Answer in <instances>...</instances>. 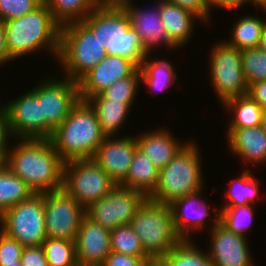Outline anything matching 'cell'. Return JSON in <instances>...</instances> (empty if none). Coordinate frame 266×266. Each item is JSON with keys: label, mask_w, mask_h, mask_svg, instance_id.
<instances>
[{"label": "cell", "mask_w": 266, "mask_h": 266, "mask_svg": "<svg viewBox=\"0 0 266 266\" xmlns=\"http://www.w3.org/2000/svg\"><path fill=\"white\" fill-rule=\"evenodd\" d=\"M9 147L4 164L34 193L63 188L64 162L50 139H17Z\"/></svg>", "instance_id": "cell-1"}, {"label": "cell", "mask_w": 266, "mask_h": 266, "mask_svg": "<svg viewBox=\"0 0 266 266\" xmlns=\"http://www.w3.org/2000/svg\"><path fill=\"white\" fill-rule=\"evenodd\" d=\"M6 48L11 61L38 50H47L58 59L61 25L42 2L32 12L3 22Z\"/></svg>", "instance_id": "cell-2"}, {"label": "cell", "mask_w": 266, "mask_h": 266, "mask_svg": "<svg viewBox=\"0 0 266 266\" xmlns=\"http://www.w3.org/2000/svg\"><path fill=\"white\" fill-rule=\"evenodd\" d=\"M105 137L94 108L88 101L80 99L68 117L53 131L50 141L66 163L92 159Z\"/></svg>", "instance_id": "cell-3"}, {"label": "cell", "mask_w": 266, "mask_h": 266, "mask_svg": "<svg viewBox=\"0 0 266 266\" xmlns=\"http://www.w3.org/2000/svg\"><path fill=\"white\" fill-rule=\"evenodd\" d=\"M82 22L106 41L107 55L124 57L141 66L148 53L131 28L128 15L115 0H103Z\"/></svg>", "instance_id": "cell-4"}, {"label": "cell", "mask_w": 266, "mask_h": 266, "mask_svg": "<svg viewBox=\"0 0 266 266\" xmlns=\"http://www.w3.org/2000/svg\"><path fill=\"white\" fill-rule=\"evenodd\" d=\"M191 140L159 170L157 186L148 196L149 199L169 205L179 198L205 189L202 155L196 140Z\"/></svg>", "instance_id": "cell-5"}, {"label": "cell", "mask_w": 266, "mask_h": 266, "mask_svg": "<svg viewBox=\"0 0 266 266\" xmlns=\"http://www.w3.org/2000/svg\"><path fill=\"white\" fill-rule=\"evenodd\" d=\"M104 41L82 22H71L61 26L60 51L57 62L61 65V76L79 81L98 65L107 55Z\"/></svg>", "instance_id": "cell-6"}, {"label": "cell", "mask_w": 266, "mask_h": 266, "mask_svg": "<svg viewBox=\"0 0 266 266\" xmlns=\"http://www.w3.org/2000/svg\"><path fill=\"white\" fill-rule=\"evenodd\" d=\"M138 235L147 257H165L181 240L173 226L170 205L149 198L129 223Z\"/></svg>", "instance_id": "cell-7"}, {"label": "cell", "mask_w": 266, "mask_h": 266, "mask_svg": "<svg viewBox=\"0 0 266 266\" xmlns=\"http://www.w3.org/2000/svg\"><path fill=\"white\" fill-rule=\"evenodd\" d=\"M1 231L24 247L40 246L46 240L44 193H34L0 216Z\"/></svg>", "instance_id": "cell-8"}, {"label": "cell", "mask_w": 266, "mask_h": 266, "mask_svg": "<svg viewBox=\"0 0 266 266\" xmlns=\"http://www.w3.org/2000/svg\"><path fill=\"white\" fill-rule=\"evenodd\" d=\"M209 54V76L217 99L223 104L226 100L247 94L241 50L229 45L226 40L218 41Z\"/></svg>", "instance_id": "cell-9"}, {"label": "cell", "mask_w": 266, "mask_h": 266, "mask_svg": "<svg viewBox=\"0 0 266 266\" xmlns=\"http://www.w3.org/2000/svg\"><path fill=\"white\" fill-rule=\"evenodd\" d=\"M116 185L93 159L64 163L63 188L85 209L109 194Z\"/></svg>", "instance_id": "cell-10"}, {"label": "cell", "mask_w": 266, "mask_h": 266, "mask_svg": "<svg viewBox=\"0 0 266 266\" xmlns=\"http://www.w3.org/2000/svg\"><path fill=\"white\" fill-rule=\"evenodd\" d=\"M42 79L31 90L41 101L42 116L45 119V139L68 117L73 106L80 100L79 84L66 77Z\"/></svg>", "instance_id": "cell-11"}, {"label": "cell", "mask_w": 266, "mask_h": 266, "mask_svg": "<svg viewBox=\"0 0 266 266\" xmlns=\"http://www.w3.org/2000/svg\"><path fill=\"white\" fill-rule=\"evenodd\" d=\"M147 198L138 190L116 185L109 194L86 208V216L111 231L129 225Z\"/></svg>", "instance_id": "cell-12"}, {"label": "cell", "mask_w": 266, "mask_h": 266, "mask_svg": "<svg viewBox=\"0 0 266 266\" xmlns=\"http://www.w3.org/2000/svg\"><path fill=\"white\" fill-rule=\"evenodd\" d=\"M46 235L75 241L86 209L64 189L44 193Z\"/></svg>", "instance_id": "cell-13"}, {"label": "cell", "mask_w": 266, "mask_h": 266, "mask_svg": "<svg viewBox=\"0 0 266 266\" xmlns=\"http://www.w3.org/2000/svg\"><path fill=\"white\" fill-rule=\"evenodd\" d=\"M128 15L131 28L136 31L144 50L151 55L157 46H164L167 50L178 48L171 42L167 30L160 17V0L152 8H138L133 0H115Z\"/></svg>", "instance_id": "cell-14"}, {"label": "cell", "mask_w": 266, "mask_h": 266, "mask_svg": "<svg viewBox=\"0 0 266 266\" xmlns=\"http://www.w3.org/2000/svg\"><path fill=\"white\" fill-rule=\"evenodd\" d=\"M7 102L3 105L13 138L45 139V119L42 116L41 101L30 89Z\"/></svg>", "instance_id": "cell-15"}, {"label": "cell", "mask_w": 266, "mask_h": 266, "mask_svg": "<svg viewBox=\"0 0 266 266\" xmlns=\"http://www.w3.org/2000/svg\"><path fill=\"white\" fill-rule=\"evenodd\" d=\"M202 193L203 191L200 190L169 204L175 232L181 239H191V232H202L203 228L209 227L210 231L220 222L219 208L216 207L217 212L213 211L215 212V217L212 219L213 222L211 221L212 226L207 223V218L211 217L210 213L212 211L210 212L211 207H208V203L201 199L203 198Z\"/></svg>", "instance_id": "cell-16"}, {"label": "cell", "mask_w": 266, "mask_h": 266, "mask_svg": "<svg viewBox=\"0 0 266 266\" xmlns=\"http://www.w3.org/2000/svg\"><path fill=\"white\" fill-rule=\"evenodd\" d=\"M139 67L131 60L117 55L106 57L79 81V97L88 100L100 95L118 80L131 76Z\"/></svg>", "instance_id": "cell-17"}, {"label": "cell", "mask_w": 266, "mask_h": 266, "mask_svg": "<svg viewBox=\"0 0 266 266\" xmlns=\"http://www.w3.org/2000/svg\"><path fill=\"white\" fill-rule=\"evenodd\" d=\"M138 148L136 137H105L92 159L109 177L120 185L128 175L134 152Z\"/></svg>", "instance_id": "cell-18"}, {"label": "cell", "mask_w": 266, "mask_h": 266, "mask_svg": "<svg viewBox=\"0 0 266 266\" xmlns=\"http://www.w3.org/2000/svg\"><path fill=\"white\" fill-rule=\"evenodd\" d=\"M210 235L207 252L214 266H254L246 237L230 232L220 222Z\"/></svg>", "instance_id": "cell-19"}, {"label": "cell", "mask_w": 266, "mask_h": 266, "mask_svg": "<svg viewBox=\"0 0 266 266\" xmlns=\"http://www.w3.org/2000/svg\"><path fill=\"white\" fill-rule=\"evenodd\" d=\"M79 266H101L111 252L110 230L85 216L75 238Z\"/></svg>", "instance_id": "cell-20"}, {"label": "cell", "mask_w": 266, "mask_h": 266, "mask_svg": "<svg viewBox=\"0 0 266 266\" xmlns=\"http://www.w3.org/2000/svg\"><path fill=\"white\" fill-rule=\"evenodd\" d=\"M228 149L243 163L263 165L266 162V131L262 126L250 128H228ZM264 162V163H263Z\"/></svg>", "instance_id": "cell-21"}, {"label": "cell", "mask_w": 266, "mask_h": 266, "mask_svg": "<svg viewBox=\"0 0 266 266\" xmlns=\"http://www.w3.org/2000/svg\"><path fill=\"white\" fill-rule=\"evenodd\" d=\"M138 148L155 164L160 170L164 168L175 155L189 142L179 141L170 129L161 127L153 131L136 134Z\"/></svg>", "instance_id": "cell-22"}, {"label": "cell", "mask_w": 266, "mask_h": 266, "mask_svg": "<svg viewBox=\"0 0 266 266\" xmlns=\"http://www.w3.org/2000/svg\"><path fill=\"white\" fill-rule=\"evenodd\" d=\"M160 17L171 42L178 49L189 43L195 33L194 24L201 21L192 12L165 0H160Z\"/></svg>", "instance_id": "cell-23"}, {"label": "cell", "mask_w": 266, "mask_h": 266, "mask_svg": "<svg viewBox=\"0 0 266 266\" xmlns=\"http://www.w3.org/2000/svg\"><path fill=\"white\" fill-rule=\"evenodd\" d=\"M94 108L102 133L106 137L117 135L125 124L131 108L126 102L106 100L101 94L87 100ZM127 117V118H126Z\"/></svg>", "instance_id": "cell-24"}, {"label": "cell", "mask_w": 266, "mask_h": 266, "mask_svg": "<svg viewBox=\"0 0 266 266\" xmlns=\"http://www.w3.org/2000/svg\"><path fill=\"white\" fill-rule=\"evenodd\" d=\"M158 174L159 169L155 164L137 148L128 175L120 185L138 190L148 197L157 186Z\"/></svg>", "instance_id": "cell-25"}, {"label": "cell", "mask_w": 266, "mask_h": 266, "mask_svg": "<svg viewBox=\"0 0 266 266\" xmlns=\"http://www.w3.org/2000/svg\"><path fill=\"white\" fill-rule=\"evenodd\" d=\"M150 57V58H149ZM174 65L164 58H153L147 54L140 68V79L146 85L148 93H160L172 86L177 80Z\"/></svg>", "instance_id": "cell-26"}, {"label": "cell", "mask_w": 266, "mask_h": 266, "mask_svg": "<svg viewBox=\"0 0 266 266\" xmlns=\"http://www.w3.org/2000/svg\"><path fill=\"white\" fill-rule=\"evenodd\" d=\"M222 106L233 114L227 128H250L262 124L264 110L248 94L228 99Z\"/></svg>", "instance_id": "cell-27"}, {"label": "cell", "mask_w": 266, "mask_h": 266, "mask_svg": "<svg viewBox=\"0 0 266 266\" xmlns=\"http://www.w3.org/2000/svg\"><path fill=\"white\" fill-rule=\"evenodd\" d=\"M241 175L237 179L230 181L228 189H226L227 202L219 206V209H225L226 207H238L244 205H256L257 198L259 197V181L252 175L250 169L242 171Z\"/></svg>", "instance_id": "cell-28"}, {"label": "cell", "mask_w": 266, "mask_h": 266, "mask_svg": "<svg viewBox=\"0 0 266 266\" xmlns=\"http://www.w3.org/2000/svg\"><path fill=\"white\" fill-rule=\"evenodd\" d=\"M245 15V16H244ZM233 24L231 31V39L226 42L239 50L257 48L262 36L266 19H262L259 15L244 14Z\"/></svg>", "instance_id": "cell-29"}, {"label": "cell", "mask_w": 266, "mask_h": 266, "mask_svg": "<svg viewBox=\"0 0 266 266\" xmlns=\"http://www.w3.org/2000/svg\"><path fill=\"white\" fill-rule=\"evenodd\" d=\"M34 191L4 163L0 167V216L12 206L29 199Z\"/></svg>", "instance_id": "cell-30"}, {"label": "cell", "mask_w": 266, "mask_h": 266, "mask_svg": "<svg viewBox=\"0 0 266 266\" xmlns=\"http://www.w3.org/2000/svg\"><path fill=\"white\" fill-rule=\"evenodd\" d=\"M103 0H42L61 25L83 21Z\"/></svg>", "instance_id": "cell-31"}, {"label": "cell", "mask_w": 266, "mask_h": 266, "mask_svg": "<svg viewBox=\"0 0 266 266\" xmlns=\"http://www.w3.org/2000/svg\"><path fill=\"white\" fill-rule=\"evenodd\" d=\"M191 239H181L166 255L169 266H214L208 253ZM195 244V245H194Z\"/></svg>", "instance_id": "cell-32"}, {"label": "cell", "mask_w": 266, "mask_h": 266, "mask_svg": "<svg viewBox=\"0 0 266 266\" xmlns=\"http://www.w3.org/2000/svg\"><path fill=\"white\" fill-rule=\"evenodd\" d=\"M42 248L48 266H79L77 263L75 241L47 237Z\"/></svg>", "instance_id": "cell-33"}, {"label": "cell", "mask_w": 266, "mask_h": 266, "mask_svg": "<svg viewBox=\"0 0 266 266\" xmlns=\"http://www.w3.org/2000/svg\"><path fill=\"white\" fill-rule=\"evenodd\" d=\"M248 204L238 207H226L219 209L220 223L225 226L230 232L246 237L247 229H252L254 221L255 207Z\"/></svg>", "instance_id": "cell-34"}, {"label": "cell", "mask_w": 266, "mask_h": 266, "mask_svg": "<svg viewBox=\"0 0 266 266\" xmlns=\"http://www.w3.org/2000/svg\"><path fill=\"white\" fill-rule=\"evenodd\" d=\"M110 245L113 252L147 258L138 235L130 225L120 226L111 230Z\"/></svg>", "instance_id": "cell-35"}, {"label": "cell", "mask_w": 266, "mask_h": 266, "mask_svg": "<svg viewBox=\"0 0 266 266\" xmlns=\"http://www.w3.org/2000/svg\"><path fill=\"white\" fill-rule=\"evenodd\" d=\"M140 84V68H138L131 76L118 80L115 84L103 91L101 95L106 100L126 102L130 107H133V102H135V97L138 95Z\"/></svg>", "instance_id": "cell-36"}, {"label": "cell", "mask_w": 266, "mask_h": 266, "mask_svg": "<svg viewBox=\"0 0 266 266\" xmlns=\"http://www.w3.org/2000/svg\"><path fill=\"white\" fill-rule=\"evenodd\" d=\"M242 70L248 86L266 80V53L257 48L241 51Z\"/></svg>", "instance_id": "cell-37"}, {"label": "cell", "mask_w": 266, "mask_h": 266, "mask_svg": "<svg viewBox=\"0 0 266 266\" xmlns=\"http://www.w3.org/2000/svg\"><path fill=\"white\" fill-rule=\"evenodd\" d=\"M42 0H0V21L16 19L32 12Z\"/></svg>", "instance_id": "cell-38"}, {"label": "cell", "mask_w": 266, "mask_h": 266, "mask_svg": "<svg viewBox=\"0 0 266 266\" xmlns=\"http://www.w3.org/2000/svg\"><path fill=\"white\" fill-rule=\"evenodd\" d=\"M24 246L0 230V264L20 261Z\"/></svg>", "instance_id": "cell-39"}, {"label": "cell", "mask_w": 266, "mask_h": 266, "mask_svg": "<svg viewBox=\"0 0 266 266\" xmlns=\"http://www.w3.org/2000/svg\"><path fill=\"white\" fill-rule=\"evenodd\" d=\"M169 3L176 4L183 9H186L196 15L200 20L201 24L206 25L211 20V12L208 6L207 0H165Z\"/></svg>", "instance_id": "cell-40"}, {"label": "cell", "mask_w": 266, "mask_h": 266, "mask_svg": "<svg viewBox=\"0 0 266 266\" xmlns=\"http://www.w3.org/2000/svg\"><path fill=\"white\" fill-rule=\"evenodd\" d=\"M22 266H48L42 246L24 247L20 258Z\"/></svg>", "instance_id": "cell-41"}, {"label": "cell", "mask_w": 266, "mask_h": 266, "mask_svg": "<svg viewBox=\"0 0 266 266\" xmlns=\"http://www.w3.org/2000/svg\"><path fill=\"white\" fill-rule=\"evenodd\" d=\"M12 133L5 108H0V156L5 159L10 147Z\"/></svg>", "instance_id": "cell-42"}, {"label": "cell", "mask_w": 266, "mask_h": 266, "mask_svg": "<svg viewBox=\"0 0 266 266\" xmlns=\"http://www.w3.org/2000/svg\"><path fill=\"white\" fill-rule=\"evenodd\" d=\"M144 258L111 251L101 266H141Z\"/></svg>", "instance_id": "cell-43"}, {"label": "cell", "mask_w": 266, "mask_h": 266, "mask_svg": "<svg viewBox=\"0 0 266 266\" xmlns=\"http://www.w3.org/2000/svg\"><path fill=\"white\" fill-rule=\"evenodd\" d=\"M247 94L266 111V80L250 84Z\"/></svg>", "instance_id": "cell-44"}, {"label": "cell", "mask_w": 266, "mask_h": 266, "mask_svg": "<svg viewBox=\"0 0 266 266\" xmlns=\"http://www.w3.org/2000/svg\"><path fill=\"white\" fill-rule=\"evenodd\" d=\"M211 14L215 7L223 9V11H234L242 8V5L247 4V0H207ZM214 7V8H213Z\"/></svg>", "instance_id": "cell-45"}, {"label": "cell", "mask_w": 266, "mask_h": 266, "mask_svg": "<svg viewBox=\"0 0 266 266\" xmlns=\"http://www.w3.org/2000/svg\"><path fill=\"white\" fill-rule=\"evenodd\" d=\"M7 48H6V40H5V30L3 22L0 21V67L1 65H6V63L10 62Z\"/></svg>", "instance_id": "cell-46"}, {"label": "cell", "mask_w": 266, "mask_h": 266, "mask_svg": "<svg viewBox=\"0 0 266 266\" xmlns=\"http://www.w3.org/2000/svg\"><path fill=\"white\" fill-rule=\"evenodd\" d=\"M141 266H169V263L165 257H147Z\"/></svg>", "instance_id": "cell-47"}, {"label": "cell", "mask_w": 266, "mask_h": 266, "mask_svg": "<svg viewBox=\"0 0 266 266\" xmlns=\"http://www.w3.org/2000/svg\"><path fill=\"white\" fill-rule=\"evenodd\" d=\"M258 48L266 53V26L263 29Z\"/></svg>", "instance_id": "cell-48"}, {"label": "cell", "mask_w": 266, "mask_h": 266, "mask_svg": "<svg viewBox=\"0 0 266 266\" xmlns=\"http://www.w3.org/2000/svg\"><path fill=\"white\" fill-rule=\"evenodd\" d=\"M248 3L260 7L261 9L266 6V0H247V4Z\"/></svg>", "instance_id": "cell-49"}, {"label": "cell", "mask_w": 266, "mask_h": 266, "mask_svg": "<svg viewBox=\"0 0 266 266\" xmlns=\"http://www.w3.org/2000/svg\"><path fill=\"white\" fill-rule=\"evenodd\" d=\"M261 126L264 128V130L266 131V111L263 112V116H262V124Z\"/></svg>", "instance_id": "cell-50"}, {"label": "cell", "mask_w": 266, "mask_h": 266, "mask_svg": "<svg viewBox=\"0 0 266 266\" xmlns=\"http://www.w3.org/2000/svg\"><path fill=\"white\" fill-rule=\"evenodd\" d=\"M0 266H22L21 261H17L10 264H0Z\"/></svg>", "instance_id": "cell-51"}, {"label": "cell", "mask_w": 266, "mask_h": 266, "mask_svg": "<svg viewBox=\"0 0 266 266\" xmlns=\"http://www.w3.org/2000/svg\"><path fill=\"white\" fill-rule=\"evenodd\" d=\"M4 163V159L0 156V167Z\"/></svg>", "instance_id": "cell-52"}, {"label": "cell", "mask_w": 266, "mask_h": 266, "mask_svg": "<svg viewBox=\"0 0 266 266\" xmlns=\"http://www.w3.org/2000/svg\"><path fill=\"white\" fill-rule=\"evenodd\" d=\"M262 10H263V12H264L265 15H266V6H265Z\"/></svg>", "instance_id": "cell-53"}]
</instances>
